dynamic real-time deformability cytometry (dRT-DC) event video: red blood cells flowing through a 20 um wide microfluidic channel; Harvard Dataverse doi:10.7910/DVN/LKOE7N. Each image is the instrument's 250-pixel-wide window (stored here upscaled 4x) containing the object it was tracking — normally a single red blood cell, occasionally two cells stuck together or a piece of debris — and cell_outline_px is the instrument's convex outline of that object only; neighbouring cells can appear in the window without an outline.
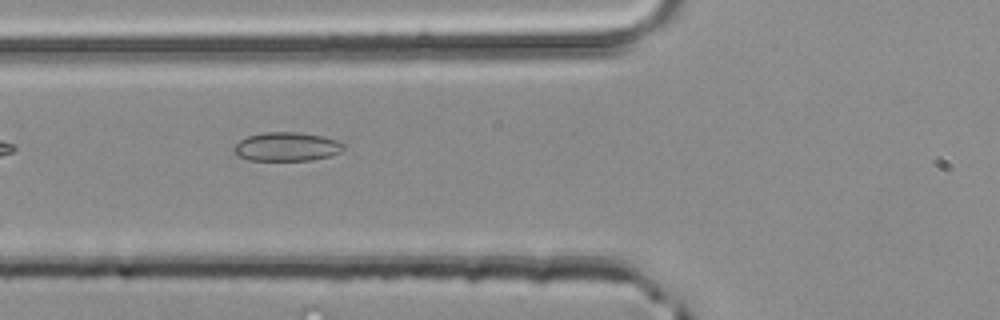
{"species": "common noctule bat (a hibernating species)", "species_latin": "Nyctalus noctula", "temperature_condition": "room temperature", "stored_images_in_passage": 4, "segment_of_instrument_passage": [2, 2], "camera_frame_rate_fps": 3000, "um_per_image_px": 0.085, "animal": {"sex": "male", "body_mass_g": 20.4}, "frame": {"image": 1, "passage_image": 4, "time_ms": 1.0, "image_size_px": [1000, 320], "cell_outline_px": [[344, 148], [340, 152], [328, 156], [312, 160], [248, 160], [232, 152], [232, 148], [240, 140], [248, 136], [264, 132], [300, 132], [324, 136], [336, 140], [344, 144]], "centroid_in_image_um": [24.36, 12.46], "position_along_channel_um": 101.4, "area_um2": 18.44}}